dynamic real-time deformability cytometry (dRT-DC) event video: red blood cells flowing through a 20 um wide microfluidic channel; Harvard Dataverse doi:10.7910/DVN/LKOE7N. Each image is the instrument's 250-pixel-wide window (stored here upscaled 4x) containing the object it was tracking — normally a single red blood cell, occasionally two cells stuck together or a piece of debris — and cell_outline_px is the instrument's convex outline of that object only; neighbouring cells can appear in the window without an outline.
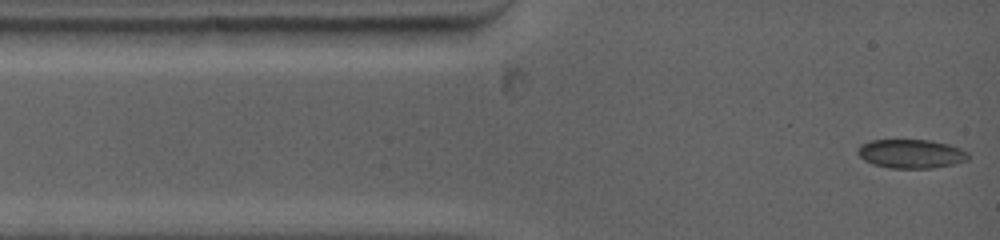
{"species": "common noctule bat (a hibernating species)", "species_latin": "Nyctalus noctula", "temperature_condition": "warm", "stored_images_in_passage": 71, "camera_frame_rate_fps": 5000, "um_per_image_px": 0.085, "animal": {"sex": "female", "body_mass_g": 19.0, "forearm_length_mm": 53.3}, "frame": {"image": 1, "passage_image": 1, "time_ms": 0.0, "image_size_px": [1000, 240], "cell_outline_px": [[968, 160], [952, 164], [932, 168], [888, 168], [872, 164], [864, 160], [856, 152], [856, 148], [860, 144], [872, 140], [932, 140], [948, 144], [960, 148], [968, 152]], "centroid_in_image_um": [77.4, 13.07], "position_along_channel_um": 7.6, "area_um2": 18.73}}
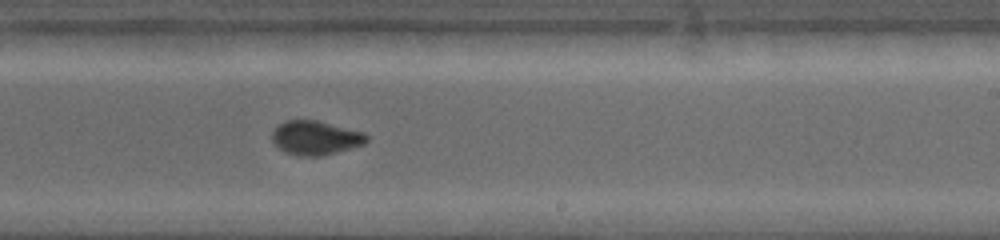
{"frame": {"image": 2, "passage_image": 27, "time_ms": 7.6, "image_size_px": [1000, 240], "cell_outline_px": [[368, 140], [364, 144], [336, 152], [320, 156], [300, 156], [284, 152], [272, 140], [272, 132], [284, 120], [316, 120], [364, 132], [368, 136]], "centroid_in_image_um": [26.82, 11.71], "position_along_channel_um": 262.2, "area_um2": 18.61}}
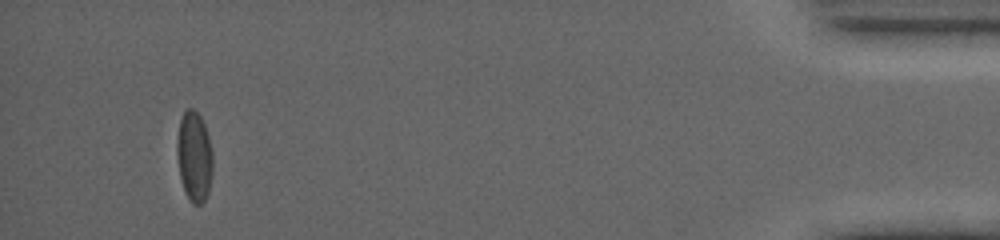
{"frame": {"image": 3, "passage_image": 61, "time_ms": 14.2, "image_size_px": [1000, 240], "cell_outline_px": [[212, 172], [208, 192], [204, 200], [200, 204], [192, 204], [188, 200], [184, 192], [180, 180], [176, 156], [176, 140], [180, 120], [184, 112], [188, 108], [192, 108], [200, 116], [204, 124], [208, 136], [212, 152]], "centroid_in_image_um": [16.48, 13.33], "position_along_channel_um": 418.7, "area_um2": 19.02}, "authors_computed_cell_mechanics": {"area_um2": 18.6116, "velocity_mm_per_s": 3.9401, "shape_relaxation_time_tau1_ms": 4.0617, "shape_relaxation_time_tau2_ms": 1.6576, "deformation_change_tau1": 0.1164, "deformation_change_tau2": 0.0417}}